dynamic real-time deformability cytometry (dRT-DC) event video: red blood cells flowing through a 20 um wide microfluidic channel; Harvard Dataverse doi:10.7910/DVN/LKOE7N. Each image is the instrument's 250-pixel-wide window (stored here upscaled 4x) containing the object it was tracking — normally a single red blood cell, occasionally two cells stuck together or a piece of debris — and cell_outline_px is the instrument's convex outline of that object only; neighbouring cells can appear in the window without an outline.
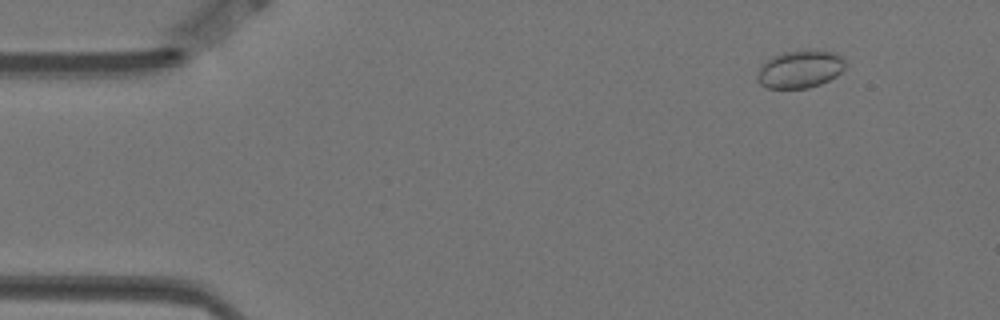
{"species": "Egyptian fruit bat (a non-hibernating species)", "species_latin": "Rousettus aegyptiacus", "temperature_condition": "warm", "stored_images_in_passage": 58, "camera_frame_rate_fps": 3000, "um_per_image_px": 0.085, "animal": {"sex": "female"}, "frame": {"image": 1, "passage_image": 6, "time_ms": 1.667, "image_size_px": [1000, 320], "cell_outline_px": [[844, 68], [836, 76], [820, 84], [808, 88], [768, 88], [760, 84], [756, 80], [756, 72], [772, 56], [784, 52], [804, 48], [816, 48], [836, 52], [844, 56]], "centroid_in_image_um": [68.02, 5.83], "position_along_channel_um": 17.0, "area_um2": 19.83}}
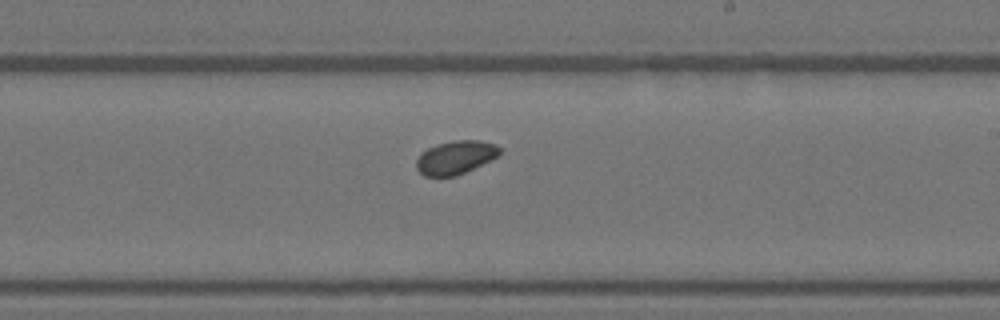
{"frame": {"image": 2, "passage_image": 34, "time_ms": 11.0, "image_size_px": [1000, 320], "cell_outline_px": [[500, 152], [496, 156], [456, 176], [424, 176], [416, 168], [416, 160], [420, 152], [428, 148], [452, 140], [480, 140], [496, 144], [500, 148]], "centroid_in_image_um": [38.67, 13.37], "position_along_channel_um": 250.3, "area_um2": 15.95}}
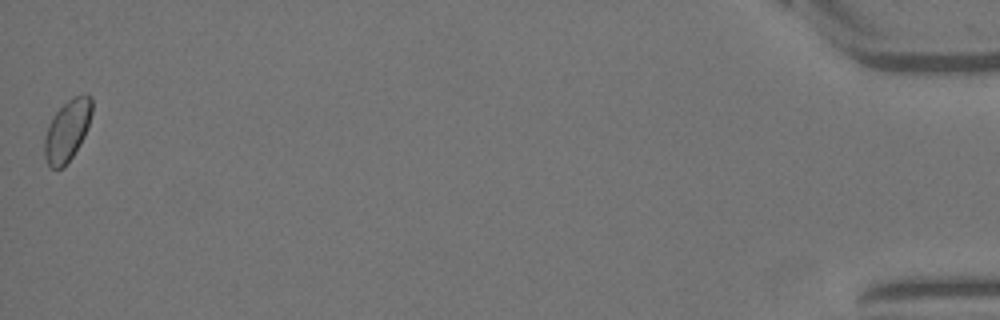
{"frame": {"image": 3, "passage_image": 58, "time_ms": 19.0, "image_size_px": [1000, 320], "cell_outline_px": [[92, 112], [84, 136], [80, 144], [64, 168], [52, 168], [48, 164], [44, 156], [44, 140], [48, 124], [52, 116], [72, 96], [84, 92], [92, 96]], "centroid_in_image_um": [5.72, 11.05], "position_along_channel_um": 429.5, "area_um2": 17.05}}